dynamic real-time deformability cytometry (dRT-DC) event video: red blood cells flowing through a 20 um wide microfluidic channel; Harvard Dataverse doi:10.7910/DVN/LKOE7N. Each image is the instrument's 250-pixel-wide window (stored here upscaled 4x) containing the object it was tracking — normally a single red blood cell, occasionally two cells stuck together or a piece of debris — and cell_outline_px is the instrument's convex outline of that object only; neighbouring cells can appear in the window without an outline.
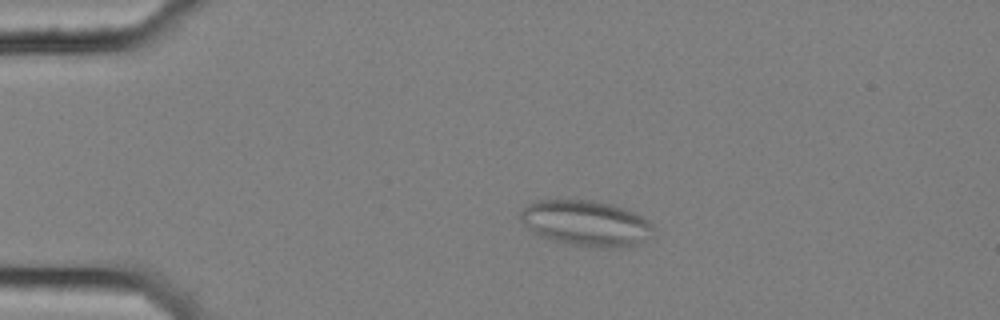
{"species": "common noctule bat (a hibernating species)", "species_latin": "Nyctalus noctula", "temperature_condition": "cold", "stored_images_in_passage": 56, "camera_frame_rate_fps": 3000, "um_per_image_px": 0.085, "animal": {"sex": "female", "body_mass_g": 25.1}, "frame": {"image": 1, "passage_image": 12, "time_ms": 3.667, "image_size_px": [1000, 320], "cell_outline_px": [[652, 236], [636, 244], [620, 248], [600, 248], [572, 244], [552, 240], [540, 236], [532, 232], [520, 220], [520, 212], [528, 204], [536, 200], [592, 200], [612, 204], [636, 212], [648, 220], [652, 224]], "centroid_in_image_um": [49.82, 18.97], "position_along_channel_um": 35.2, "area_um2": 35.49}}
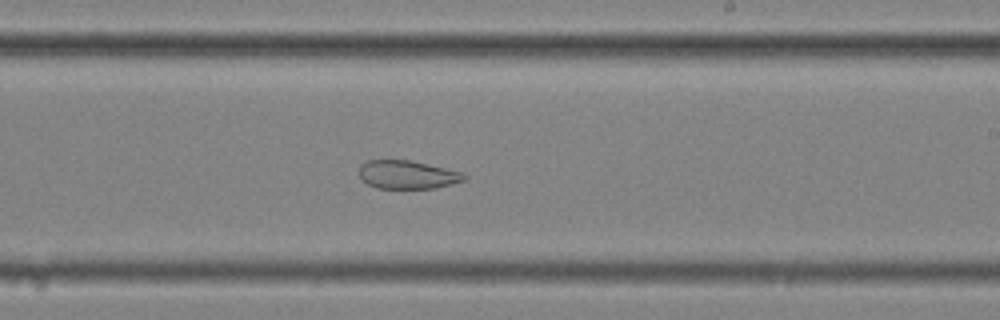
{"frame": {"image": 2, "passage_image": 34, "time_ms": 11.0, "image_size_px": [1000, 320], "cell_outline_px": [[468, 176], [464, 180], [436, 188], [376, 188], [368, 184], [360, 176], [360, 164], [368, 160], [408, 160], [464, 172]], "centroid_in_image_um": [34.64, 14.84], "position_along_channel_um": 254.4, "area_um2": 17.22}}
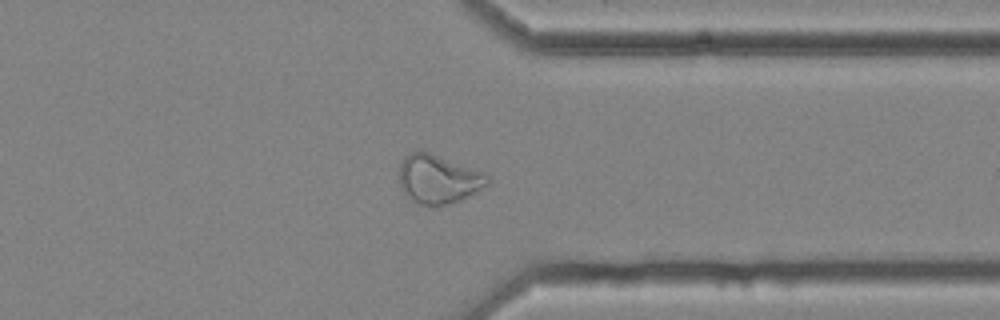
{"frame": {"image": 3, "passage_image": 44, "time_ms": 14.333, "image_size_px": [1000, 320], "cell_outline_px": [[488, 184], [476, 192], [460, 200], [436, 208], [420, 204], [412, 200], [400, 188], [400, 164], [404, 156], [412, 152], [428, 152], [488, 172]], "centroid_in_image_um": [37.29, 15.24], "position_along_channel_um": 374.1, "area_um2": 25.32}, "authors_computed_cell_mechanics": {"area_um2": 27.5706, "velocity_mm_per_s": 3.6201, "shape_relaxation_time_tau1_ms": null, "shape_relaxation_time_tau2_ms": 2.1106, "deformation_change_tau1": null, "deformation_change_tau2": 0.0798}}